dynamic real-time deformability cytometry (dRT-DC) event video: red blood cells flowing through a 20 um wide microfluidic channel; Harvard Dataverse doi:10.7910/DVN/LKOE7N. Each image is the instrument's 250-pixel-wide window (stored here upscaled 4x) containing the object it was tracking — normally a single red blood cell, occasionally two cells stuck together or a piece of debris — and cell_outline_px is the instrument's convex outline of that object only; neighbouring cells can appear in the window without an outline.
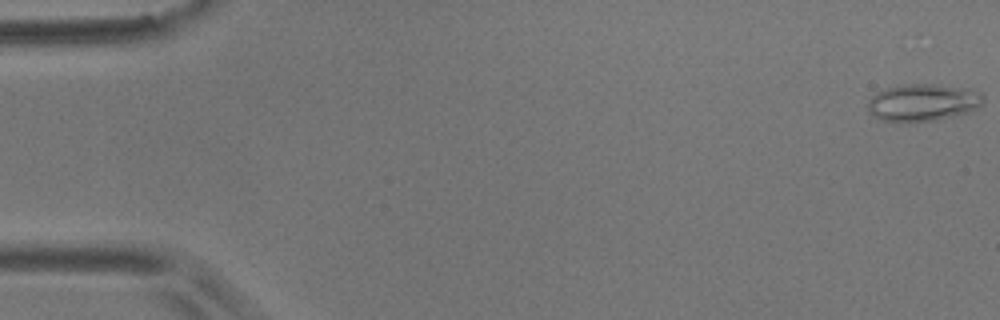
{"species": "common noctule bat (a hibernating species)", "species_latin": "Nyctalus noctula", "temperature_condition": "room temperature", "stored_images_in_passage": 8, "camera_frame_rate_fps": 3000, "um_per_image_px": 0.085, "animal": {"sex": "male", "body_mass_g": 17.9}, "frame": {"image": 1, "passage_image": 1, "time_ms": 0.0, "image_size_px": [1000, 320], "cell_outline_px": [[984, 104], [968, 112], [956, 116], [936, 120], [900, 124], [880, 120], [868, 112], [868, 100], [876, 92], [888, 88], [904, 84], [932, 84], [968, 88], [980, 92], [984, 96]], "centroid_in_image_um": [78.44, 8.74], "position_along_channel_um": 6.6, "area_um2": 25.66}}
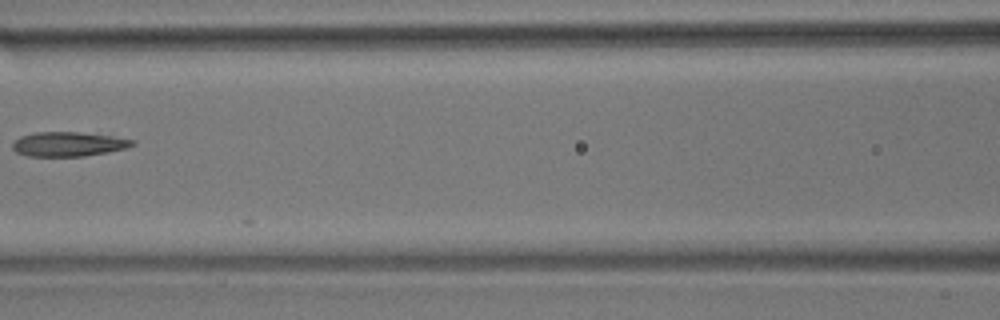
{"frame": {"image": 2, "passage_image": 7, "time_ms": 2.0, "image_size_px": [1000, 320], "cell_outline_px": [[136, 144], [124, 148], [108, 152], [84, 156], [28, 156], [16, 152], [12, 148], [12, 144], [20, 136], [36, 132], [80, 132], [112, 136], [136, 140]], "centroid_in_image_um": [5.81, 12.24], "position_along_channel_um": 160.8, "area_um2": 17.05}}
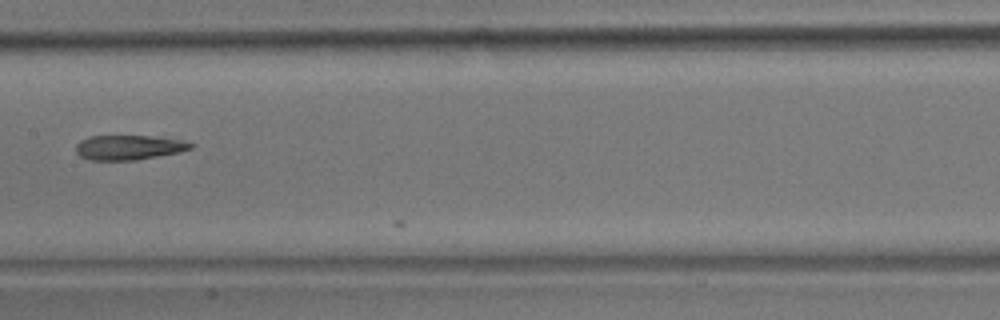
{"frame": {"image": 3, "passage_image": 8, "time_ms": 2.333, "image_size_px": [1000, 320], "cell_outline_px": [[196, 144], [192, 148], [180, 152], [136, 160], [88, 160], [80, 156], [76, 152], [76, 144], [80, 140], [88, 136], [148, 136], [180, 140]], "centroid_in_image_um": [10.92, 12.53], "position_along_channel_um": 196.5, "area_um2": 16.53}}